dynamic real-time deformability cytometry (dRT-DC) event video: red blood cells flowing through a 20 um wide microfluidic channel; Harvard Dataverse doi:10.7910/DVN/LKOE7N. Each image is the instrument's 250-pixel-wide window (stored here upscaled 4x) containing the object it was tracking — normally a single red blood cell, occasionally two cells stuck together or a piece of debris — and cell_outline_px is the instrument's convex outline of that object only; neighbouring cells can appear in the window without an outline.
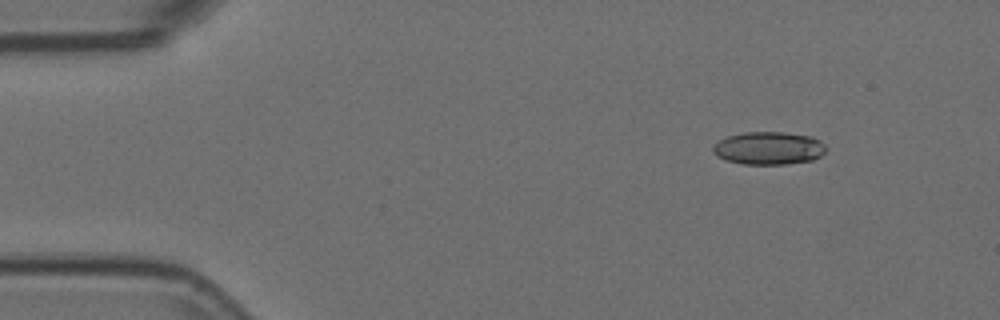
{"species": "Egyptian fruit bat (a non-hibernating species)", "species_latin": "Rousettus aegyptiacus", "temperature_condition": "room temperature", "stored_images_in_passage": 9, "camera_frame_rate_fps": 3000, "um_per_image_px": 0.085, "animal": {"sex": "female"}, "frame": {"image": 1, "passage_image": 2, "time_ms": 0.333, "image_size_px": [1000, 320], "cell_outline_px": [[824, 152], [820, 156], [812, 160], [788, 164], [740, 164], [724, 160], [716, 156], [712, 152], [712, 148], [720, 140], [728, 136], [744, 132], [784, 132], [812, 136], [820, 140], [824, 144]], "centroid_in_image_um": [65.32, 12.6], "position_along_channel_um": 19.7, "area_um2": 21.73}}
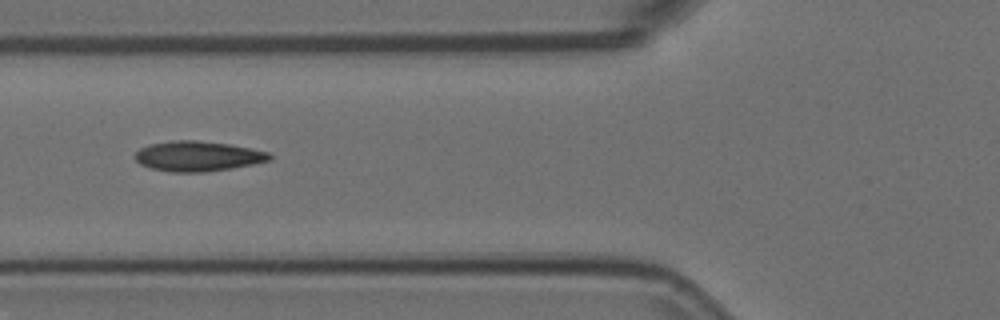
{"frame": {"image": 2, "passage_image": 6, "time_ms": 1.667, "image_size_px": [1000, 320], "cell_outline_px": [[272, 160], [232, 168], [204, 172], [172, 172], [152, 168], [140, 164], [136, 160], [136, 152], [140, 148], [148, 144], [172, 140], [196, 140], [228, 144], [268, 152], [272, 156]], "centroid_in_image_um": [16.8, 13.27], "position_along_channel_um": 109.0, "area_um2": 23.47}}
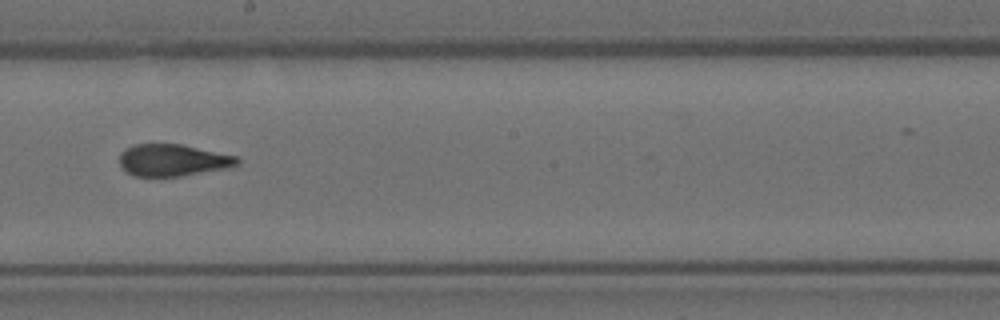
{"frame": {"image": 3, "passage_image": 9, "time_ms": 2.667, "image_size_px": [1000, 320], "cell_outline_px": [[240, 164], [228, 168], [180, 176], [136, 176], [128, 172], [120, 164], [120, 152], [124, 148], [132, 144], [180, 144], [236, 156], [240, 160]], "centroid_in_image_um": [14.69, 13.61], "position_along_channel_um": 233.5, "area_um2": 21.79}}